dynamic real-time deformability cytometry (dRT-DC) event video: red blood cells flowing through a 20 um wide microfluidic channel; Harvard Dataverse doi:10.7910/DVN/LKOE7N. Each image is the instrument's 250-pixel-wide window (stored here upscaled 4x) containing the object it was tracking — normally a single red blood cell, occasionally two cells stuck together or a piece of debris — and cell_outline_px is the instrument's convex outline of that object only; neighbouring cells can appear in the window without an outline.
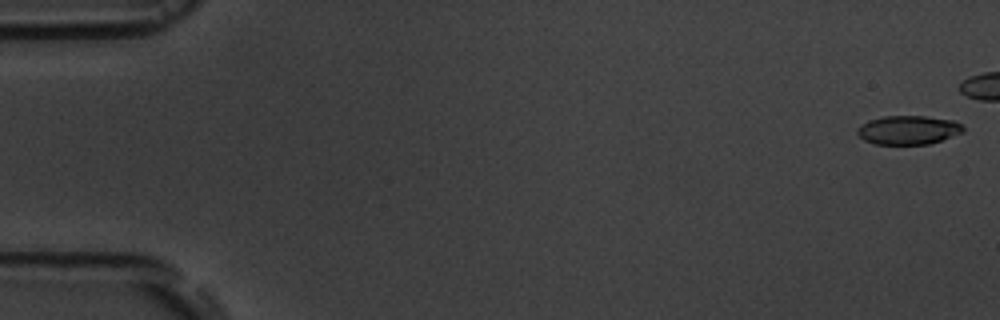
{"species": "common noctule bat (a hibernating species)", "species_latin": "Nyctalus noctula", "temperature_condition": "room temperature", "stored_images_in_passage": 3, "camera_frame_rate_fps": 3000, "um_per_image_px": 0.085, "animal": {"sex": "male", "body_mass_g": 19.5, "forearm_length_mm": 54.6}, "frame": {"image": 1, "passage_image": 1, "time_ms": 0.0, "image_size_px": [1000, 320], "cell_outline_px": [[964, 132], [928, 144], [876, 144], [864, 140], [856, 132], [860, 124], [868, 120], [884, 116], [924, 116], [956, 120], [964, 128]], "centroid_in_image_um": [77.2, 11.04], "position_along_channel_um": 7.8, "area_um2": 17.8}}